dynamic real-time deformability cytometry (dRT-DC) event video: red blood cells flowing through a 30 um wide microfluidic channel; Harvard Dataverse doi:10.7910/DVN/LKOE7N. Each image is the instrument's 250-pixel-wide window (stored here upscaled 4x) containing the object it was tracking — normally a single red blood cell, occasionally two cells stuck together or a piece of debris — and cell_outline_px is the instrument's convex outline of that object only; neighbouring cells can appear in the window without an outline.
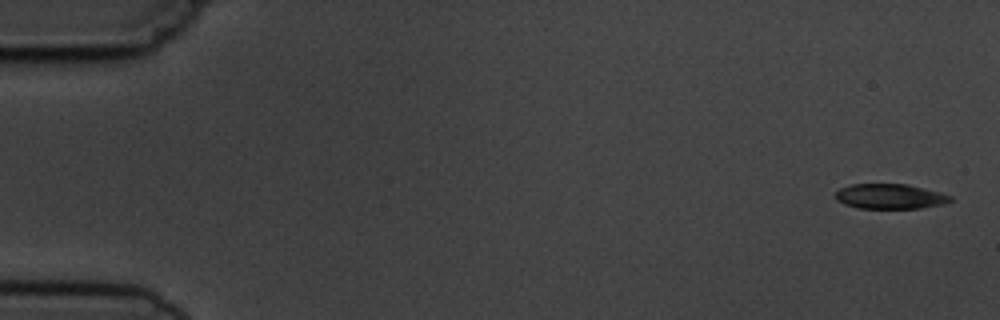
{"species": "common noctule bat (a hibernating species)", "species_latin": "Nyctalus noctula", "temperature_condition": "cold", "stored_images_in_passage": 5, "camera_frame_rate_fps": 3000, "um_per_image_px": 0.085, "animal": {"sex": "male", "body_mass_g": 19.5, "forearm_length_mm": 54.6}, "frame": {"image": 1, "passage_image": 1, "time_ms": 0.0, "image_size_px": [1000, 320], "cell_outline_px": [[952, 200], [944, 204], [920, 208], [860, 208], [844, 204], [836, 200], [836, 192], [840, 188], [852, 184], [908, 184], [940, 192], [952, 196]], "centroid_in_image_um": [75.66, 16.69], "position_along_channel_um": 9.3, "area_um2": 16.7}}
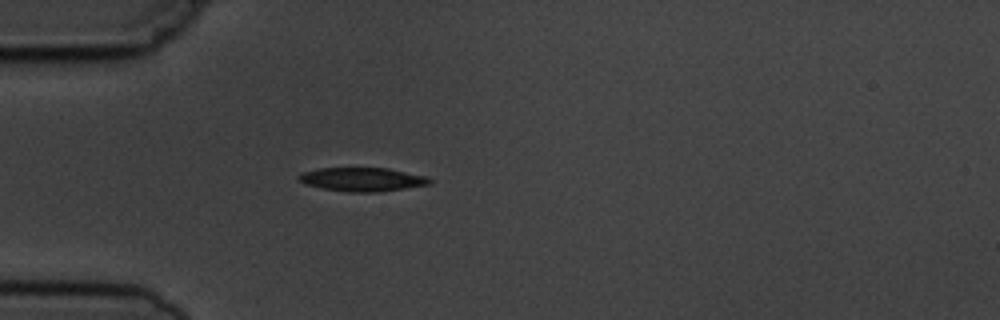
{"frame": {"image": 2, "passage_image": 5, "time_ms": 4.667, "image_size_px": [1000, 320], "cell_outline_px": [[432, 184], [380, 192], [348, 192], [324, 188], [308, 184], [300, 180], [296, 176], [304, 172], [320, 168], [388, 168], [428, 176], [432, 180]], "centroid_in_image_um": [30.88, 15.25], "position_along_channel_um": 54.1, "area_um2": 18.03}}